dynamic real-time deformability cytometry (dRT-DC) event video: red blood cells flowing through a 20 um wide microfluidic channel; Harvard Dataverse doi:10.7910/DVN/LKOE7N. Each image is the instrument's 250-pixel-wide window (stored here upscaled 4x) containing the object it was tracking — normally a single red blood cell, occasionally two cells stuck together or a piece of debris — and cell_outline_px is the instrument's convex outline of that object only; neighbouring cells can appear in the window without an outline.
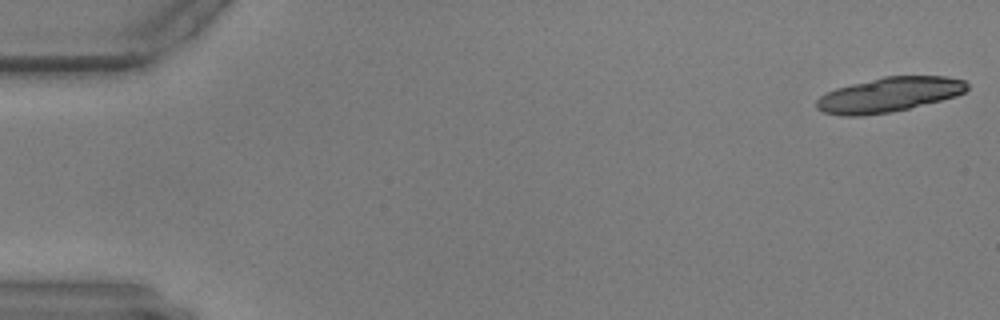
{"species": "common noctule bat (a hibernating species)", "species_latin": "Nyctalus noctula", "temperature_condition": "warm", "stored_images_in_passage": 20, "camera_frame_rate_fps": 3000, "um_per_image_px": 0.085, "animal": {"sex": "male", "body_mass_g": 17.9, "forearm_length_mm": 54.2}, "frame": {"image": 1, "passage_image": 1, "time_ms": 0.0, "image_size_px": [1000, 320], "cell_outline_px": [[968, 88], [964, 92], [956, 96], [892, 112], [864, 116], [840, 116], [824, 112], [816, 108], [816, 100], [820, 96], [836, 88], [884, 76], [944, 76], [964, 80], [968, 84]], "centroid_in_image_um": [75.55, 8.05], "position_along_channel_um": 9.5, "area_um2": 30.35}}